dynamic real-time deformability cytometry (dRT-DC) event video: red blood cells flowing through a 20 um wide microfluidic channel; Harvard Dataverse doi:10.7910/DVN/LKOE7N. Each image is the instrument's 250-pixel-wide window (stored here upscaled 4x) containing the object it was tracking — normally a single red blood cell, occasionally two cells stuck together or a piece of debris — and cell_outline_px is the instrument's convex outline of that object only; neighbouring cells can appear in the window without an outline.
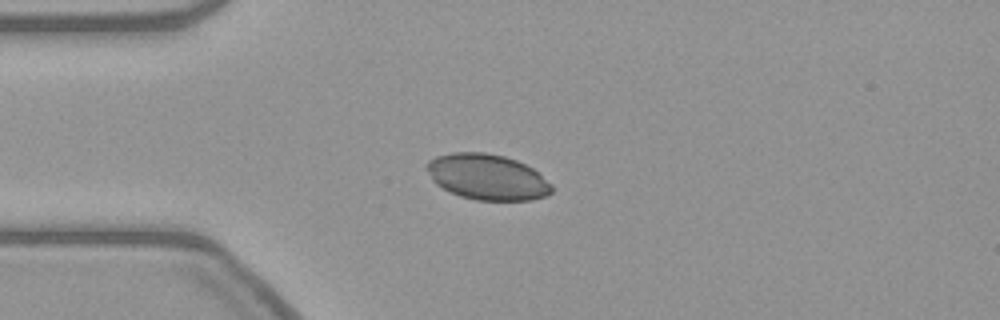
{"species": "common noctule bat (a hibernating species)", "species_latin": "Nyctalus noctula", "temperature_condition": "warm", "stored_images_in_passage": 42, "camera_frame_rate_fps": 3000, "um_per_image_px": 0.085, "animal": {"sex": "female", "body_mass_g": 21.9}, "frame": {"image": 1, "passage_image": 1, "time_ms": 0.0, "image_size_px": [1000, 320], "cell_outline_px": [[552, 192], [548, 196], [532, 200], [476, 200], [460, 196], [436, 184], [432, 180], [424, 168], [424, 164], [428, 160], [436, 156], [452, 152], [484, 152], [504, 156], [516, 160], [532, 168], [552, 184]], "centroid_in_image_um": [41.39, 15.04], "position_along_channel_um": 43.6, "area_um2": 33.47}}
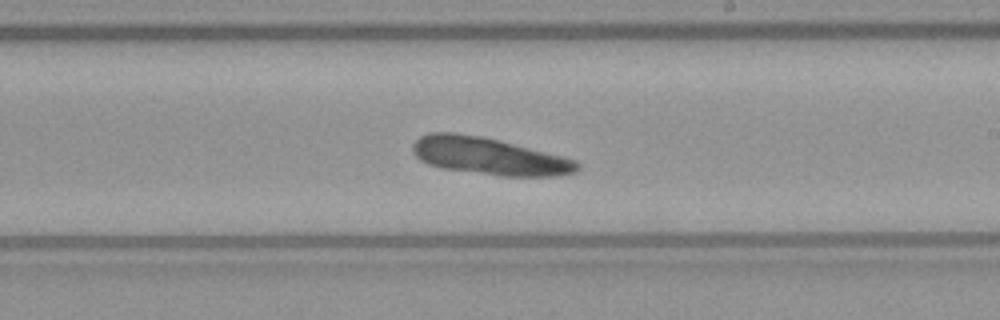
{"frame": {"image": 2, "passage_image": 19, "time_ms": 6.0, "image_size_px": [1000, 320], "cell_outline_px": [[580, 168], [576, 172], [556, 176], [500, 176], [440, 168], [428, 164], [420, 160], [412, 152], [412, 144], [420, 136], [428, 132], [452, 132], [484, 136], [576, 160], [580, 164]], "centroid_in_image_um": [41.53, 13.27], "position_along_channel_um": 247.5, "area_um2": 35.84}}
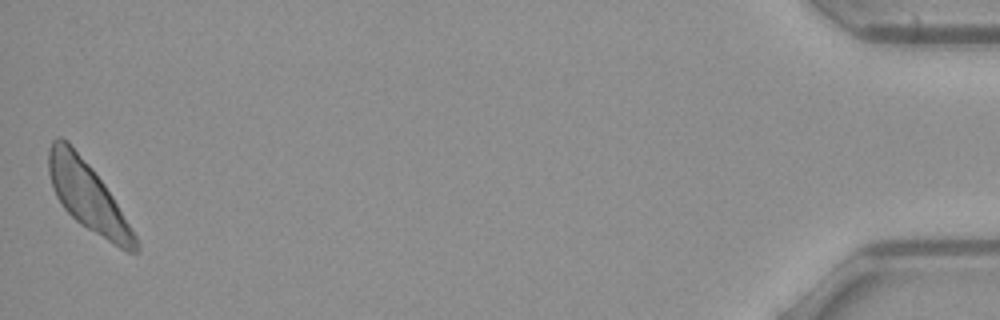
{"frame": {"image": 3, "passage_image": 42, "time_ms": 13.667, "image_size_px": [1000, 320], "cell_outline_px": [[140, 252], [128, 252], [120, 248], [80, 224], [64, 208], [56, 196], [52, 188], [48, 172], [48, 148], [52, 140], [56, 136], [60, 136], [68, 140], [92, 168], [104, 184], [112, 196], [136, 236], [140, 244]], "centroid_in_image_um": [7.43, 16.66], "position_along_channel_um": 427.8, "area_um2": 34.51}}